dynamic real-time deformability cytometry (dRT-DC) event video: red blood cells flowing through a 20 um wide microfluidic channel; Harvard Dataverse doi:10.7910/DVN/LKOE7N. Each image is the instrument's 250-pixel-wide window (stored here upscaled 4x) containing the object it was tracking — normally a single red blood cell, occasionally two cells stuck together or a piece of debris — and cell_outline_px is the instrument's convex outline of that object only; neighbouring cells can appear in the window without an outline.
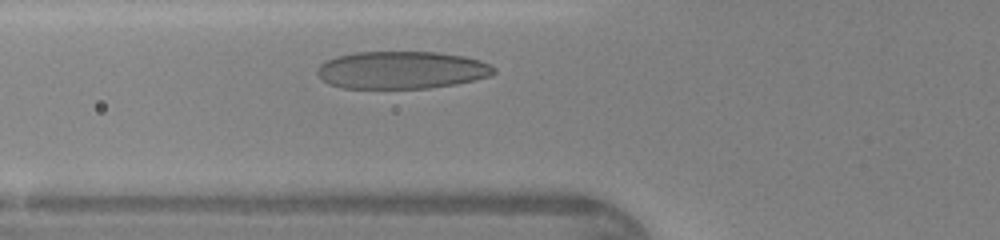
{"species": "human", "species_latin": "Homo sapiens", "temperature_condition": "warm", "stored_images_in_passage": 26, "camera_frame_rate_fps": 3000, "um_per_image_px": 0.085, "donor": {"sex": "female"}, "frame": {"image": 1, "passage_image": 5, "time_ms": 1.333, "image_size_px": [1000, 240], "cell_outline_px": [[496, 72], [488, 76], [456, 84], [428, 88], [344, 88], [328, 84], [316, 72], [316, 68], [320, 64], [336, 56], [356, 52], [436, 52], [464, 56], [480, 60], [496, 68]], "centroid_in_image_um": [34.12, 5.95], "position_along_channel_um": 91.7, "area_um2": 38.55}}
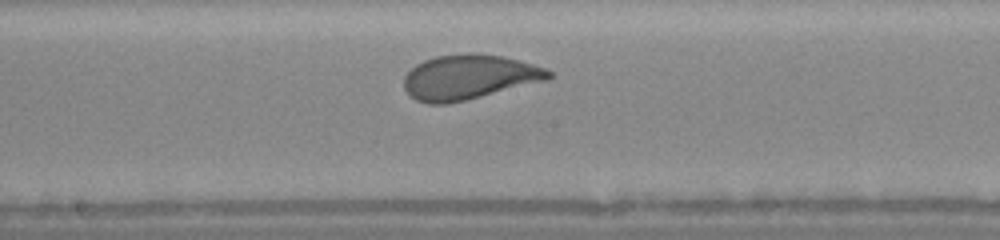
{"frame": {"image": 2, "passage_image": 13, "time_ms": 4.0, "image_size_px": [1000, 240], "cell_outline_px": [[552, 76], [548, 80], [448, 104], [428, 104], [416, 100], [408, 96], [404, 88], [404, 76], [416, 64], [424, 60], [436, 56], [468, 52], [476, 52], [504, 56], [520, 60], [544, 68], [552, 72]], "centroid_in_image_um": [39.84, 6.54], "position_along_channel_um": 208.4, "area_um2": 37.97}}
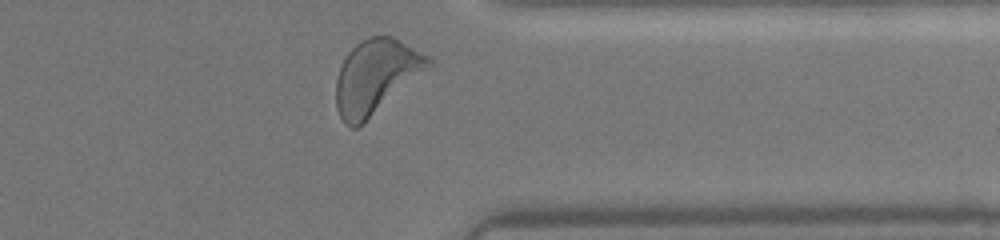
{"frame": {"image": 3, "passage_image": 25, "time_ms": 8.0, "image_size_px": [1000, 240], "cell_outline_px": [[436, 64], [432, 68], [356, 128], [352, 128], [344, 124], [336, 108], [336, 80], [340, 68], [348, 52], [360, 40], [368, 36], [392, 36], [432, 56], [436, 60]], "centroid_in_image_um": [32.03, 6.47], "position_along_channel_um": 379.4, "area_um2": 40.4}, "authors_computed_cell_mechanics": {"area_um2": 37.8301, "velocity_mm_per_s": 4.3489, "shape_relaxation_time_tau1_ms": 2.0813, "shape_relaxation_time_tau2_ms": 0.6194, "deformation_change_tau1": 0.1326, "deformation_change_tau2": 0.0766}}